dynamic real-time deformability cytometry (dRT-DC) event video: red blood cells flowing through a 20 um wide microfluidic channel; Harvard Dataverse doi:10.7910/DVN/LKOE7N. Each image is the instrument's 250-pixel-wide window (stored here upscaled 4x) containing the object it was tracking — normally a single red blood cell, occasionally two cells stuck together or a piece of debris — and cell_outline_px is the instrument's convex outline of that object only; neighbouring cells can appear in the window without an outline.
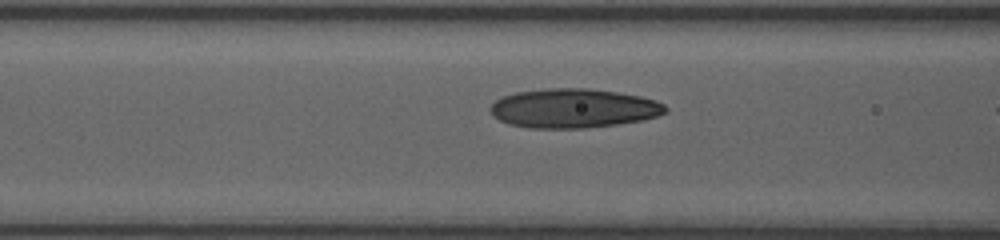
{"species": "human", "species_latin": "Homo sapiens", "temperature_condition": "room temperature", "stored_images_in_passage": 17, "camera_frame_rate_fps": 3000, "um_per_image_px": 0.085, "donor": {"sex": "female"}, "frame": {"image": 1, "passage_image": 14, "time_ms": 5.333, "image_size_px": [1000, 240], "cell_outline_px": [[668, 112], [644, 120], [616, 124], [580, 128], [528, 128], [508, 124], [492, 116], [488, 108], [496, 100], [504, 96], [516, 92], [544, 88], [588, 88], [616, 92], [640, 96], [656, 100], [664, 104], [668, 108]], "centroid_in_image_um": [48.73, 9.2], "position_along_channel_um": 117.9, "area_um2": 40.17}}